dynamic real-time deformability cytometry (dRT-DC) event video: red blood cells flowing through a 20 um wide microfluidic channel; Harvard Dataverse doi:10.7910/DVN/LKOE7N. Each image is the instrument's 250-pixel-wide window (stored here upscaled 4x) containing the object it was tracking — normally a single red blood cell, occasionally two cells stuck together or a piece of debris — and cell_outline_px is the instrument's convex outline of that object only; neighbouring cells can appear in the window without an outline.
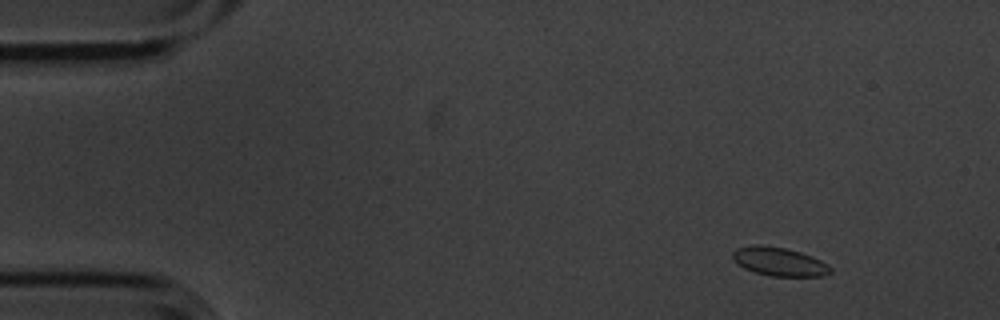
{"species": "common noctule bat (a hibernating species)", "species_latin": "Nyctalus noctula", "temperature_condition": "cold", "stored_images_in_passage": 5, "camera_frame_rate_fps": 3000, "um_per_image_px": 0.085, "animal": {"sex": "male", "body_mass_g": 20.1, "forearm_length_mm": 53.5}, "frame": {"image": 1, "passage_image": 1, "time_ms": 0.0, "image_size_px": [1000, 320], "cell_outline_px": [[832, 272], [824, 276], [772, 276], [756, 272], [744, 268], [736, 264], [732, 260], [732, 252], [736, 248], [752, 244], [756, 244], [784, 248], [800, 252], [812, 256], [828, 264], [832, 268]], "centroid_in_image_um": [66.21, 22.23], "position_along_channel_um": 18.8, "area_um2": 16.42}}
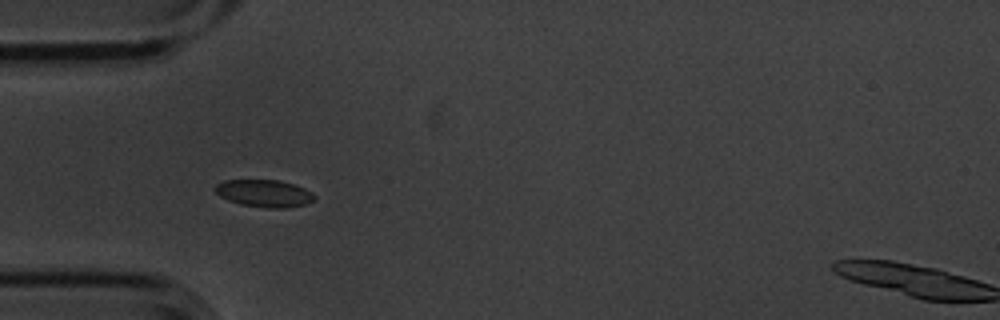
{"frame": {"image": 2, "passage_image": 4, "time_ms": 1.0, "image_size_px": [1000, 320], "cell_outline_px": [[316, 196], [312, 200], [304, 204], [284, 208], [268, 208], [240, 204], [228, 200], [220, 196], [216, 192], [216, 184], [224, 180], [280, 180], [304, 188], [312, 192]], "centroid_in_image_um": [22.45, 16.43], "position_along_channel_um": 62.5, "area_um2": 15.61}}
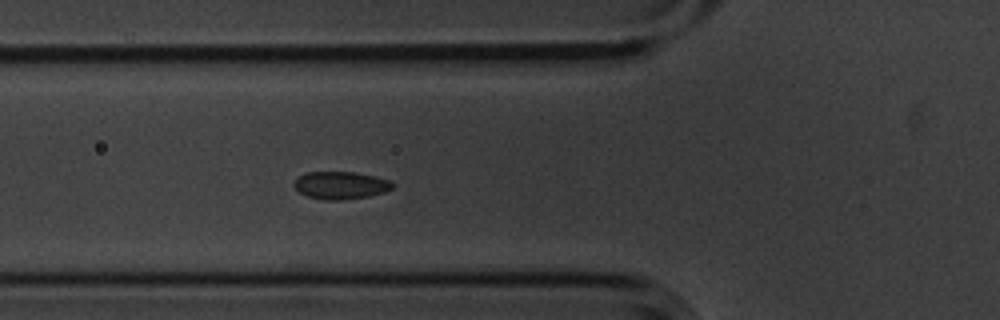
{"frame": {"image": 3, "passage_image": 5, "time_ms": 1.333, "image_size_px": [1000, 320], "cell_outline_px": [[396, 184], [392, 188], [384, 192], [368, 196], [340, 200], [324, 200], [308, 196], [300, 192], [292, 184], [300, 176], [308, 172], [356, 172], [376, 176], [392, 180]], "centroid_in_image_um": [29.01, 15.74], "position_along_channel_um": 96.8, "area_um2": 15.84}}